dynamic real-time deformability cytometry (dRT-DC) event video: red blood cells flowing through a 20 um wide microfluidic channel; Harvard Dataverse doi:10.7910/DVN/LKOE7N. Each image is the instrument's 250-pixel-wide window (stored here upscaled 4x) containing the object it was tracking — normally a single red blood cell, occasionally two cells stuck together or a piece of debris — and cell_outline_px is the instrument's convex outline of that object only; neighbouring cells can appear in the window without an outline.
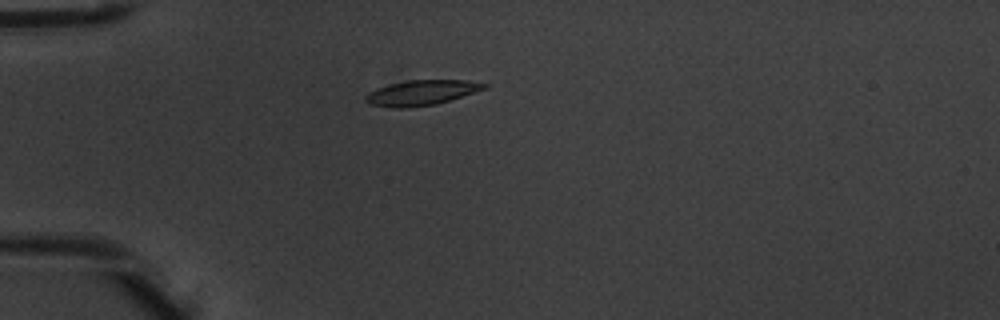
{"species": "common noctule bat (a hibernating species)", "species_latin": "Nyctalus noctula", "temperature_condition": "warm", "stored_images_in_passage": 3, "camera_frame_rate_fps": 3000, "um_per_image_px": 0.085, "animal": {"sex": "male", "body_mass_g": 20.1, "forearm_length_mm": 53.5}, "frame": {"image": 1, "passage_image": 2, "time_ms": 0.333, "image_size_px": [1000, 320], "cell_outline_px": [[488, 88], [436, 104], [408, 108], [392, 108], [368, 104], [364, 100], [364, 96], [368, 92], [376, 88], [388, 84], [408, 80], [464, 80], [488, 84]], "centroid_in_image_um": [35.77, 7.88], "position_along_channel_um": 49.2, "area_um2": 17.51}}